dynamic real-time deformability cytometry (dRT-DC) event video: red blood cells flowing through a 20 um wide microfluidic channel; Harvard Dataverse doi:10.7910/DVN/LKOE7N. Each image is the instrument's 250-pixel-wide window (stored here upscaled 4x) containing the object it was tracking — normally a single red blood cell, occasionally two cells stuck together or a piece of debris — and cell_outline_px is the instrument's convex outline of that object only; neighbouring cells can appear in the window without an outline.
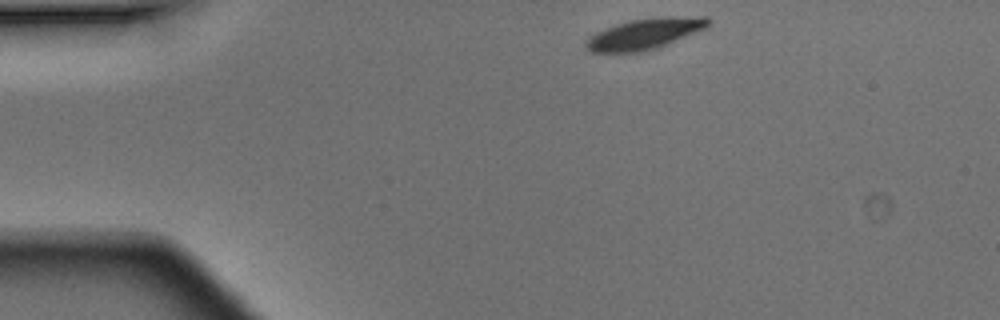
{"species": "Egyptian fruit bat (a non-hibernating species)", "species_latin": "Rousettus aegyptiacus", "temperature_condition": "warm", "stored_images_in_passage": 3, "camera_frame_rate_fps": 3000, "um_per_image_px": 0.085, "animal": {"sex": "male"}, "frame": {"image": 1, "passage_image": 1, "time_ms": 0.0, "image_size_px": [1000, 320], "cell_outline_px": [[708, 24], [704, 28], [656, 48], [640, 52], [592, 52], [584, 48], [584, 40], [596, 32], [604, 28], [628, 20], [660, 16], [708, 16]], "centroid_in_image_um": [54.72, 2.86], "position_along_channel_um": 30.3, "area_um2": 21.91}}
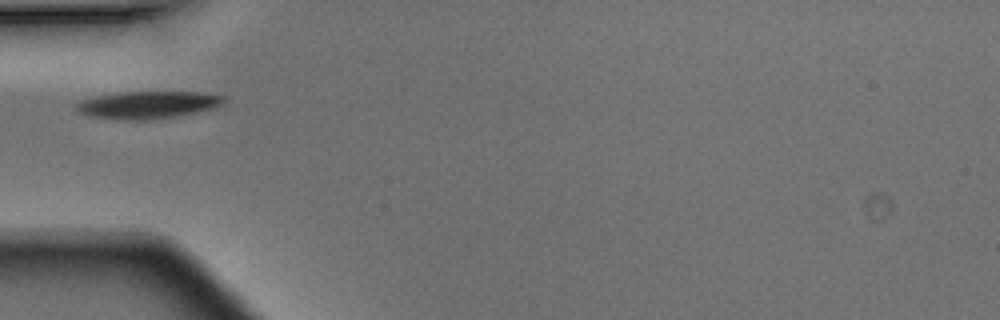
{"frame": {"image": 2, "passage_image": 3, "time_ms": 0.667, "image_size_px": [1000, 320], "cell_outline_px": [[228, 100], [212, 108], [196, 112], [152, 120], [116, 120], [88, 116], [80, 112], [76, 108], [76, 104], [80, 100], [96, 96], [124, 92], [200, 92], [224, 96]], "centroid_in_image_um": [12.53, 8.92], "position_along_channel_um": 72.5, "area_um2": 23.52}}